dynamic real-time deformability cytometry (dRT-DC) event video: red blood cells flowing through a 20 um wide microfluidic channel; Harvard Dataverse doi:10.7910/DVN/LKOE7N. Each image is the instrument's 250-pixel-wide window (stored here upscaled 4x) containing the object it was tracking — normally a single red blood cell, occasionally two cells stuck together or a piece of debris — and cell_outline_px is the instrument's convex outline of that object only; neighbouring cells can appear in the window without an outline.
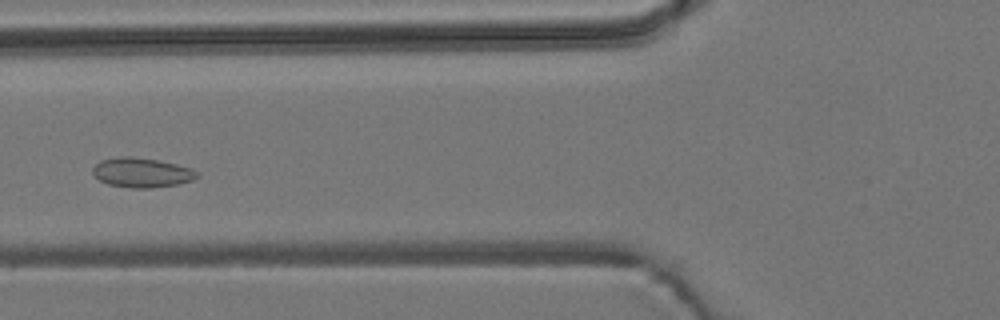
{"species": "common noctule bat (a hibernating species)", "species_latin": "Nyctalus noctula", "temperature_condition": "room temperature", "stored_images_in_passage": 4, "camera_frame_rate_fps": 3000, "um_per_image_px": 0.085, "animal": {"sex": "male", "body_mass_g": 19.2, "forearm_length_mm": 51.8}, "frame": {"image": 1, "passage_image": 4, "time_ms": 4.667, "image_size_px": [1000, 320], "cell_outline_px": [[200, 176], [192, 180], [176, 184], [152, 188], [132, 188], [108, 184], [100, 180], [92, 172], [92, 168], [100, 160], [120, 156], [128, 156], [160, 160], [192, 168], [200, 172]], "centroid_in_image_um": [12.07, 14.66], "position_along_channel_um": 113.7, "area_um2": 18.09}}